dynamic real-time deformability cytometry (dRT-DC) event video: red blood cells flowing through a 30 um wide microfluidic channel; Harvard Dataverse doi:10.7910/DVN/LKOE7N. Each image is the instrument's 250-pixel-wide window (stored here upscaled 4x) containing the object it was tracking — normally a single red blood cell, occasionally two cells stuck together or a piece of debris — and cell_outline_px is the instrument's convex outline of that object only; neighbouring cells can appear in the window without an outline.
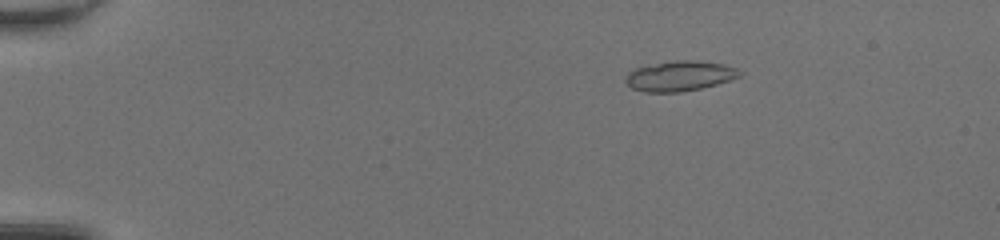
{"species": "common noctule bat (a hibernating species)", "species_latin": "Nyctalus noctula", "temperature_condition": "room temperature", "stored_images_in_passage": 51, "camera_frame_rate_fps": 3000, "um_per_image_px": 0.085, "animal": {"sex": "female", "body_mass_g": 20.0, "forearm_length_mm": 54.0}, "frame": {"image": 1, "passage_image": 10, "time_ms": 3.0, "image_size_px": [1000, 240], "cell_outline_px": [[744, 72], [740, 76], [716, 84], [700, 88], [680, 92], [644, 92], [632, 88], [624, 80], [624, 76], [628, 72], [636, 68], [676, 60], [692, 60], [724, 64], [736, 68]], "centroid_in_image_um": [57.77, 6.46], "position_along_channel_um": 27.2, "area_um2": 19.83}}
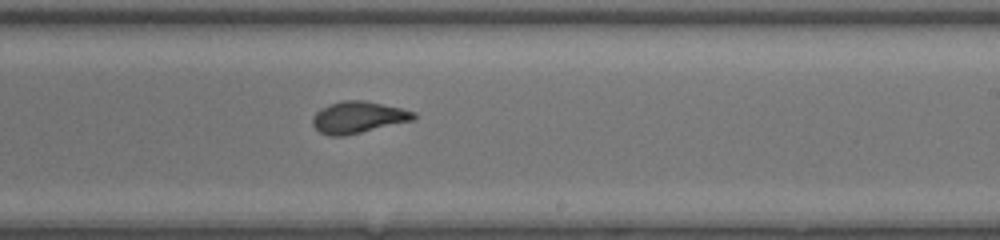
{"frame": {"image": 2, "passage_image": 33, "time_ms": 10.667, "image_size_px": [1000, 240], "cell_outline_px": [[416, 120], [344, 136], [328, 136], [320, 132], [312, 124], [312, 116], [320, 108], [328, 104], [340, 100], [364, 100], [400, 108], [416, 112]], "centroid_in_image_um": [30.43, 9.97], "position_along_channel_um": 258.6, "area_um2": 18.9}}
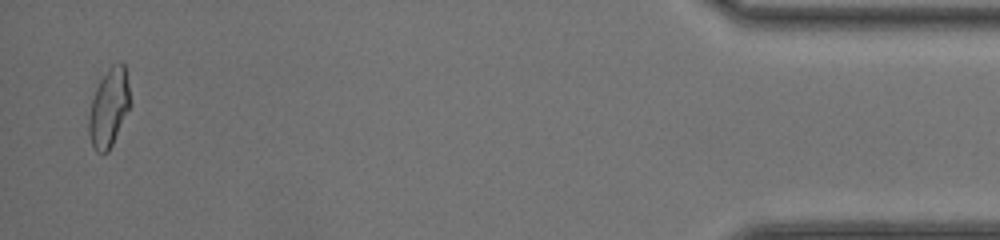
{"frame": {"image": 3, "passage_image": 50, "time_ms": 16.333, "image_size_px": [1000, 240], "cell_outline_px": [[132, 104], [108, 152], [96, 152], [92, 144], [88, 132], [88, 116], [92, 100], [96, 88], [100, 80], [112, 64], [120, 60], [124, 64]], "centroid_in_image_um": [9.27, 9.14], "position_along_channel_um": 425.9, "area_um2": 18.9}, "authors_computed_cell_mechanics": {"area_um2": 18.9584, "velocity_mm_per_s": 4.2586, "shape_relaxation_time_tau1_ms": null, "shape_relaxation_time_tau2_ms": 0.7508, "deformation_change_tau1": null, "deformation_change_tau2": 0.0603}}